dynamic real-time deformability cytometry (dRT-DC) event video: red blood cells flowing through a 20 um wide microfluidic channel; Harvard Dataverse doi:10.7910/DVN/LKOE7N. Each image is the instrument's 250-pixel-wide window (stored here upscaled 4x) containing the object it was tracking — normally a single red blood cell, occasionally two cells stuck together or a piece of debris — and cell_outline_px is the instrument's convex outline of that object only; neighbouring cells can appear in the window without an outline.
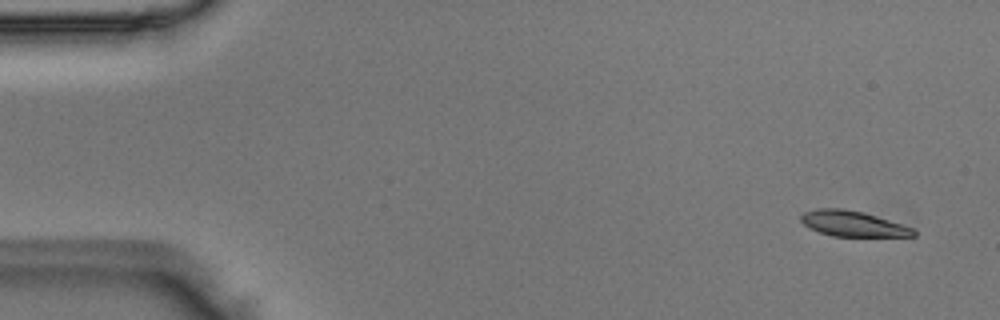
{"species": "Egyptian fruit bat (a non-hibernating species)", "species_latin": "Rousettus aegyptiacus", "temperature_condition": "room temperature", "stored_images_in_passage": 50, "camera_frame_rate_fps": 3000, "um_per_image_px": 0.085, "animal": {"sex": "male"}, "frame": {"image": 1, "passage_image": 1, "time_ms": 0.0, "image_size_px": [1000, 320], "cell_outline_px": [[916, 236], [832, 236], [820, 232], [804, 224], [800, 220], [800, 216], [804, 212], [816, 208], [844, 208], [864, 212], [912, 228], [916, 232]], "centroid_in_image_um": [72.46, 19.0], "position_along_channel_um": 12.5, "area_um2": 16.53}}
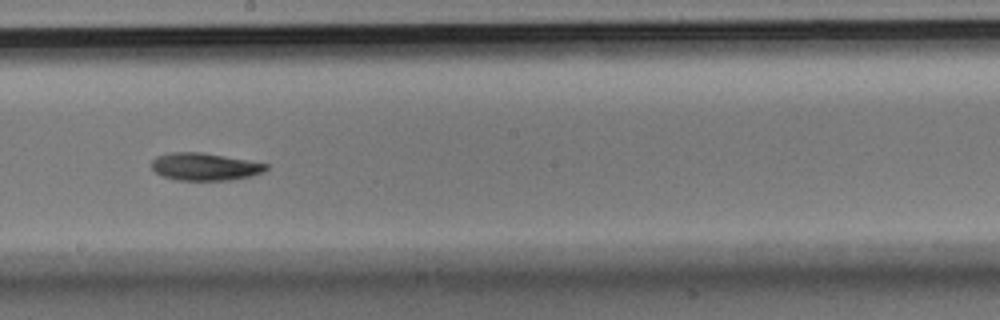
{"frame": {"image": 2, "passage_image": 27, "time_ms": 8.667, "image_size_px": [1000, 320], "cell_outline_px": [[268, 168], [264, 172], [252, 176], [232, 180], [176, 180], [164, 176], [156, 172], [152, 168], [152, 160], [156, 156], [168, 152], [200, 152], [248, 160], [268, 164]], "centroid_in_image_um": [17.42, 14.17], "position_along_channel_um": 230.8, "area_um2": 18.38}}
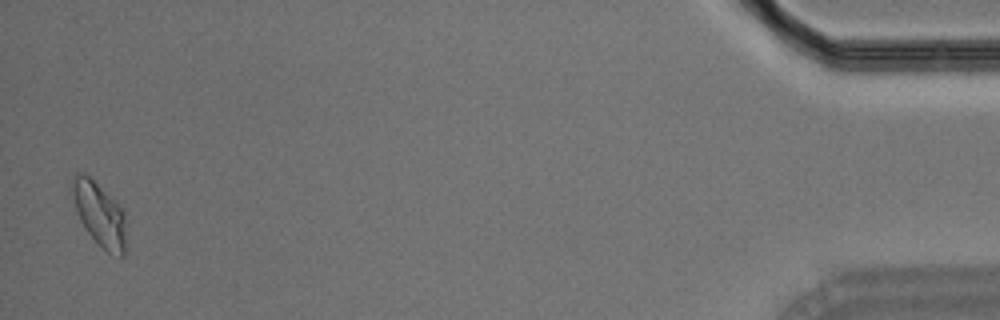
{"frame": {"image": 3, "passage_image": 49, "time_ms": 16.0, "image_size_px": [1000, 320], "cell_outline_px": [[124, 256], [120, 256], [108, 252], [84, 228], [76, 212], [68, 188], [76, 172], [84, 172], [124, 212]], "centroid_in_image_um": [8.36, 18.16], "position_along_channel_um": 426.8, "area_um2": 19.48}}